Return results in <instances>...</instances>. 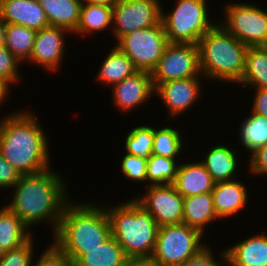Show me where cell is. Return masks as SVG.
I'll use <instances>...</instances> for the list:
<instances>
[{
  "label": "cell",
  "instance_id": "obj_24",
  "mask_svg": "<svg viewBox=\"0 0 267 266\" xmlns=\"http://www.w3.org/2000/svg\"><path fill=\"white\" fill-rule=\"evenodd\" d=\"M50 26L74 33L80 22L81 0H38Z\"/></svg>",
  "mask_w": 267,
  "mask_h": 266
},
{
  "label": "cell",
  "instance_id": "obj_4",
  "mask_svg": "<svg viewBox=\"0 0 267 266\" xmlns=\"http://www.w3.org/2000/svg\"><path fill=\"white\" fill-rule=\"evenodd\" d=\"M111 236L115 238L128 259L149 260L157 239L158 224L133 197L118 205H105Z\"/></svg>",
  "mask_w": 267,
  "mask_h": 266
},
{
  "label": "cell",
  "instance_id": "obj_7",
  "mask_svg": "<svg viewBox=\"0 0 267 266\" xmlns=\"http://www.w3.org/2000/svg\"><path fill=\"white\" fill-rule=\"evenodd\" d=\"M204 236L185 223L161 226L149 261L154 266H179L207 246Z\"/></svg>",
  "mask_w": 267,
  "mask_h": 266
},
{
  "label": "cell",
  "instance_id": "obj_2",
  "mask_svg": "<svg viewBox=\"0 0 267 266\" xmlns=\"http://www.w3.org/2000/svg\"><path fill=\"white\" fill-rule=\"evenodd\" d=\"M26 108L0 118V152L21 174H35L51 168L49 137L36 113Z\"/></svg>",
  "mask_w": 267,
  "mask_h": 266
},
{
  "label": "cell",
  "instance_id": "obj_1",
  "mask_svg": "<svg viewBox=\"0 0 267 266\" xmlns=\"http://www.w3.org/2000/svg\"><path fill=\"white\" fill-rule=\"evenodd\" d=\"M70 183L65 176L52 169L35 174L21 175L12 188V201L6 205L31 230L32 227L47 223L56 233L66 204L70 201ZM15 190V191H13Z\"/></svg>",
  "mask_w": 267,
  "mask_h": 266
},
{
  "label": "cell",
  "instance_id": "obj_23",
  "mask_svg": "<svg viewBox=\"0 0 267 266\" xmlns=\"http://www.w3.org/2000/svg\"><path fill=\"white\" fill-rule=\"evenodd\" d=\"M33 235L32 230L6 204L0 208V254L24 245Z\"/></svg>",
  "mask_w": 267,
  "mask_h": 266
},
{
  "label": "cell",
  "instance_id": "obj_35",
  "mask_svg": "<svg viewBox=\"0 0 267 266\" xmlns=\"http://www.w3.org/2000/svg\"><path fill=\"white\" fill-rule=\"evenodd\" d=\"M20 64L22 65V62L5 46L0 47V78L10 87L22 79L18 69Z\"/></svg>",
  "mask_w": 267,
  "mask_h": 266
},
{
  "label": "cell",
  "instance_id": "obj_41",
  "mask_svg": "<svg viewBox=\"0 0 267 266\" xmlns=\"http://www.w3.org/2000/svg\"><path fill=\"white\" fill-rule=\"evenodd\" d=\"M11 87L7 84H0V107L4 103V101H8L9 99V94H10V89ZM6 98V99H5Z\"/></svg>",
  "mask_w": 267,
  "mask_h": 266
},
{
  "label": "cell",
  "instance_id": "obj_19",
  "mask_svg": "<svg viewBox=\"0 0 267 266\" xmlns=\"http://www.w3.org/2000/svg\"><path fill=\"white\" fill-rule=\"evenodd\" d=\"M237 153V150L227 143H217L213 147L208 148L201 162L216 183L234 180L236 177H239L237 174L241 164Z\"/></svg>",
  "mask_w": 267,
  "mask_h": 266
},
{
  "label": "cell",
  "instance_id": "obj_26",
  "mask_svg": "<svg viewBox=\"0 0 267 266\" xmlns=\"http://www.w3.org/2000/svg\"><path fill=\"white\" fill-rule=\"evenodd\" d=\"M237 85L267 89V49L264 46L248 48L243 76Z\"/></svg>",
  "mask_w": 267,
  "mask_h": 266
},
{
  "label": "cell",
  "instance_id": "obj_10",
  "mask_svg": "<svg viewBox=\"0 0 267 266\" xmlns=\"http://www.w3.org/2000/svg\"><path fill=\"white\" fill-rule=\"evenodd\" d=\"M162 0H117L112 6V35L118 42L124 35L161 24Z\"/></svg>",
  "mask_w": 267,
  "mask_h": 266
},
{
  "label": "cell",
  "instance_id": "obj_3",
  "mask_svg": "<svg viewBox=\"0 0 267 266\" xmlns=\"http://www.w3.org/2000/svg\"><path fill=\"white\" fill-rule=\"evenodd\" d=\"M70 200L64 207L52 243L62 254L76 263L91 249L111 237V225L104 204Z\"/></svg>",
  "mask_w": 267,
  "mask_h": 266
},
{
  "label": "cell",
  "instance_id": "obj_44",
  "mask_svg": "<svg viewBox=\"0 0 267 266\" xmlns=\"http://www.w3.org/2000/svg\"><path fill=\"white\" fill-rule=\"evenodd\" d=\"M6 23L0 17V47L5 46Z\"/></svg>",
  "mask_w": 267,
  "mask_h": 266
},
{
  "label": "cell",
  "instance_id": "obj_34",
  "mask_svg": "<svg viewBox=\"0 0 267 266\" xmlns=\"http://www.w3.org/2000/svg\"><path fill=\"white\" fill-rule=\"evenodd\" d=\"M34 237L22 246L0 254V266H30L31 261L35 260Z\"/></svg>",
  "mask_w": 267,
  "mask_h": 266
},
{
  "label": "cell",
  "instance_id": "obj_6",
  "mask_svg": "<svg viewBox=\"0 0 267 266\" xmlns=\"http://www.w3.org/2000/svg\"><path fill=\"white\" fill-rule=\"evenodd\" d=\"M174 3L170 11L162 7L161 22L168 42L198 44L199 39L218 22L210 17L207 0H176Z\"/></svg>",
  "mask_w": 267,
  "mask_h": 266
},
{
  "label": "cell",
  "instance_id": "obj_21",
  "mask_svg": "<svg viewBox=\"0 0 267 266\" xmlns=\"http://www.w3.org/2000/svg\"><path fill=\"white\" fill-rule=\"evenodd\" d=\"M217 220L211 192L184 198L182 223L205 235L206 227Z\"/></svg>",
  "mask_w": 267,
  "mask_h": 266
},
{
  "label": "cell",
  "instance_id": "obj_40",
  "mask_svg": "<svg viewBox=\"0 0 267 266\" xmlns=\"http://www.w3.org/2000/svg\"><path fill=\"white\" fill-rule=\"evenodd\" d=\"M255 90L252 99L251 112L265 116L267 118V89L250 88Z\"/></svg>",
  "mask_w": 267,
  "mask_h": 266
},
{
  "label": "cell",
  "instance_id": "obj_15",
  "mask_svg": "<svg viewBox=\"0 0 267 266\" xmlns=\"http://www.w3.org/2000/svg\"><path fill=\"white\" fill-rule=\"evenodd\" d=\"M111 87L113 105L127 114L139 105H146L155 94L152 75L147 71H138Z\"/></svg>",
  "mask_w": 267,
  "mask_h": 266
},
{
  "label": "cell",
  "instance_id": "obj_29",
  "mask_svg": "<svg viewBox=\"0 0 267 266\" xmlns=\"http://www.w3.org/2000/svg\"><path fill=\"white\" fill-rule=\"evenodd\" d=\"M37 31L17 24H6L5 47L23 64L32 53Z\"/></svg>",
  "mask_w": 267,
  "mask_h": 266
},
{
  "label": "cell",
  "instance_id": "obj_9",
  "mask_svg": "<svg viewBox=\"0 0 267 266\" xmlns=\"http://www.w3.org/2000/svg\"><path fill=\"white\" fill-rule=\"evenodd\" d=\"M168 43L161 23L130 32L115 44L132 60L139 71L151 73L156 68Z\"/></svg>",
  "mask_w": 267,
  "mask_h": 266
},
{
  "label": "cell",
  "instance_id": "obj_5",
  "mask_svg": "<svg viewBox=\"0 0 267 266\" xmlns=\"http://www.w3.org/2000/svg\"><path fill=\"white\" fill-rule=\"evenodd\" d=\"M248 48L217 22L198 41L201 74L210 82L237 84Z\"/></svg>",
  "mask_w": 267,
  "mask_h": 266
},
{
  "label": "cell",
  "instance_id": "obj_38",
  "mask_svg": "<svg viewBox=\"0 0 267 266\" xmlns=\"http://www.w3.org/2000/svg\"><path fill=\"white\" fill-rule=\"evenodd\" d=\"M250 155V156H249ZM247 155L249 158L247 159L248 171L247 174L254 175V177L259 176H267V144L257 148L254 152Z\"/></svg>",
  "mask_w": 267,
  "mask_h": 266
},
{
  "label": "cell",
  "instance_id": "obj_17",
  "mask_svg": "<svg viewBox=\"0 0 267 266\" xmlns=\"http://www.w3.org/2000/svg\"><path fill=\"white\" fill-rule=\"evenodd\" d=\"M248 193L245 182L239 179L217 182L211 194L218 218L222 221L245 210L250 197Z\"/></svg>",
  "mask_w": 267,
  "mask_h": 266
},
{
  "label": "cell",
  "instance_id": "obj_13",
  "mask_svg": "<svg viewBox=\"0 0 267 266\" xmlns=\"http://www.w3.org/2000/svg\"><path fill=\"white\" fill-rule=\"evenodd\" d=\"M202 78V79H201ZM205 77H190L180 80H172L159 84L155 88V97L162 100L163 107L167 108L168 117L172 122L189 111L195 102H199L202 95V80ZM201 79V80H200Z\"/></svg>",
  "mask_w": 267,
  "mask_h": 266
},
{
  "label": "cell",
  "instance_id": "obj_39",
  "mask_svg": "<svg viewBox=\"0 0 267 266\" xmlns=\"http://www.w3.org/2000/svg\"><path fill=\"white\" fill-rule=\"evenodd\" d=\"M21 174L8 162L0 152V189H12L19 181Z\"/></svg>",
  "mask_w": 267,
  "mask_h": 266
},
{
  "label": "cell",
  "instance_id": "obj_36",
  "mask_svg": "<svg viewBox=\"0 0 267 266\" xmlns=\"http://www.w3.org/2000/svg\"><path fill=\"white\" fill-rule=\"evenodd\" d=\"M220 254H218L219 255V261H218L217 259L218 257H215L214 253L212 252L211 245L209 246L208 244L199 253H197L190 259L186 260L179 266H229V260L225 249L224 250L222 249L220 251Z\"/></svg>",
  "mask_w": 267,
  "mask_h": 266
},
{
  "label": "cell",
  "instance_id": "obj_11",
  "mask_svg": "<svg viewBox=\"0 0 267 266\" xmlns=\"http://www.w3.org/2000/svg\"><path fill=\"white\" fill-rule=\"evenodd\" d=\"M151 75L155 88L172 80L204 77L200 72L198 44L169 42Z\"/></svg>",
  "mask_w": 267,
  "mask_h": 266
},
{
  "label": "cell",
  "instance_id": "obj_28",
  "mask_svg": "<svg viewBox=\"0 0 267 266\" xmlns=\"http://www.w3.org/2000/svg\"><path fill=\"white\" fill-rule=\"evenodd\" d=\"M129 259L114 237L101 246L91 249L75 264L76 266H123Z\"/></svg>",
  "mask_w": 267,
  "mask_h": 266
},
{
  "label": "cell",
  "instance_id": "obj_45",
  "mask_svg": "<svg viewBox=\"0 0 267 266\" xmlns=\"http://www.w3.org/2000/svg\"><path fill=\"white\" fill-rule=\"evenodd\" d=\"M0 84H6V83L0 78Z\"/></svg>",
  "mask_w": 267,
  "mask_h": 266
},
{
  "label": "cell",
  "instance_id": "obj_30",
  "mask_svg": "<svg viewBox=\"0 0 267 266\" xmlns=\"http://www.w3.org/2000/svg\"><path fill=\"white\" fill-rule=\"evenodd\" d=\"M182 136L184 135L180 129L168 126V124L157 129L154 127L152 155L181 159L178 156L181 155V152L184 151L182 150L183 147L186 146Z\"/></svg>",
  "mask_w": 267,
  "mask_h": 266
},
{
  "label": "cell",
  "instance_id": "obj_33",
  "mask_svg": "<svg viewBox=\"0 0 267 266\" xmlns=\"http://www.w3.org/2000/svg\"><path fill=\"white\" fill-rule=\"evenodd\" d=\"M120 169L125 176V179H128L132 182L145 183L147 187V160L139 156L124 154V157L121 159Z\"/></svg>",
  "mask_w": 267,
  "mask_h": 266
},
{
  "label": "cell",
  "instance_id": "obj_31",
  "mask_svg": "<svg viewBox=\"0 0 267 266\" xmlns=\"http://www.w3.org/2000/svg\"><path fill=\"white\" fill-rule=\"evenodd\" d=\"M124 138L125 153L139 156L146 160L151 157L154 140V127L151 126V124L136 125V127H133Z\"/></svg>",
  "mask_w": 267,
  "mask_h": 266
},
{
  "label": "cell",
  "instance_id": "obj_22",
  "mask_svg": "<svg viewBox=\"0 0 267 266\" xmlns=\"http://www.w3.org/2000/svg\"><path fill=\"white\" fill-rule=\"evenodd\" d=\"M103 60L95 80L97 79L96 82H102L104 86L110 88L139 71L132 60L116 44L107 52Z\"/></svg>",
  "mask_w": 267,
  "mask_h": 266
},
{
  "label": "cell",
  "instance_id": "obj_18",
  "mask_svg": "<svg viewBox=\"0 0 267 266\" xmlns=\"http://www.w3.org/2000/svg\"><path fill=\"white\" fill-rule=\"evenodd\" d=\"M216 182L206 170L199 159L192 163H179L175 181L173 183L177 192L184 198L211 192Z\"/></svg>",
  "mask_w": 267,
  "mask_h": 266
},
{
  "label": "cell",
  "instance_id": "obj_37",
  "mask_svg": "<svg viewBox=\"0 0 267 266\" xmlns=\"http://www.w3.org/2000/svg\"><path fill=\"white\" fill-rule=\"evenodd\" d=\"M30 266H76V264L52 244L42 251L35 262L32 260Z\"/></svg>",
  "mask_w": 267,
  "mask_h": 266
},
{
  "label": "cell",
  "instance_id": "obj_12",
  "mask_svg": "<svg viewBox=\"0 0 267 266\" xmlns=\"http://www.w3.org/2000/svg\"><path fill=\"white\" fill-rule=\"evenodd\" d=\"M145 193L133 196L157 222L158 226L180 224L183 219L184 197L173 184L149 185Z\"/></svg>",
  "mask_w": 267,
  "mask_h": 266
},
{
  "label": "cell",
  "instance_id": "obj_25",
  "mask_svg": "<svg viewBox=\"0 0 267 266\" xmlns=\"http://www.w3.org/2000/svg\"><path fill=\"white\" fill-rule=\"evenodd\" d=\"M106 29L112 33V6L82 3L80 22L72 35L88 37Z\"/></svg>",
  "mask_w": 267,
  "mask_h": 266
},
{
  "label": "cell",
  "instance_id": "obj_14",
  "mask_svg": "<svg viewBox=\"0 0 267 266\" xmlns=\"http://www.w3.org/2000/svg\"><path fill=\"white\" fill-rule=\"evenodd\" d=\"M69 34L72 33L65 28L55 26H48L37 31L32 53L25 63L36 64L35 67L42 66L46 72H59L67 50L66 35Z\"/></svg>",
  "mask_w": 267,
  "mask_h": 266
},
{
  "label": "cell",
  "instance_id": "obj_32",
  "mask_svg": "<svg viewBox=\"0 0 267 266\" xmlns=\"http://www.w3.org/2000/svg\"><path fill=\"white\" fill-rule=\"evenodd\" d=\"M178 159L151 155L147 160V186L173 184L180 162Z\"/></svg>",
  "mask_w": 267,
  "mask_h": 266
},
{
  "label": "cell",
  "instance_id": "obj_42",
  "mask_svg": "<svg viewBox=\"0 0 267 266\" xmlns=\"http://www.w3.org/2000/svg\"><path fill=\"white\" fill-rule=\"evenodd\" d=\"M82 3H88L92 5L113 6L117 0H81Z\"/></svg>",
  "mask_w": 267,
  "mask_h": 266
},
{
  "label": "cell",
  "instance_id": "obj_27",
  "mask_svg": "<svg viewBox=\"0 0 267 266\" xmlns=\"http://www.w3.org/2000/svg\"><path fill=\"white\" fill-rule=\"evenodd\" d=\"M238 144L250 154L257 148L267 144V118L257 113L250 112L239 125ZM248 152H247V151Z\"/></svg>",
  "mask_w": 267,
  "mask_h": 266
},
{
  "label": "cell",
  "instance_id": "obj_43",
  "mask_svg": "<svg viewBox=\"0 0 267 266\" xmlns=\"http://www.w3.org/2000/svg\"><path fill=\"white\" fill-rule=\"evenodd\" d=\"M123 266H154L149 260L129 259Z\"/></svg>",
  "mask_w": 267,
  "mask_h": 266
},
{
  "label": "cell",
  "instance_id": "obj_8",
  "mask_svg": "<svg viewBox=\"0 0 267 266\" xmlns=\"http://www.w3.org/2000/svg\"><path fill=\"white\" fill-rule=\"evenodd\" d=\"M257 6L242 1L229 2L222 9L224 17H220L218 23L248 47L264 46L267 42V11L261 5Z\"/></svg>",
  "mask_w": 267,
  "mask_h": 266
},
{
  "label": "cell",
  "instance_id": "obj_20",
  "mask_svg": "<svg viewBox=\"0 0 267 266\" xmlns=\"http://www.w3.org/2000/svg\"><path fill=\"white\" fill-rule=\"evenodd\" d=\"M229 266H267V233H254L225 248Z\"/></svg>",
  "mask_w": 267,
  "mask_h": 266
},
{
  "label": "cell",
  "instance_id": "obj_16",
  "mask_svg": "<svg viewBox=\"0 0 267 266\" xmlns=\"http://www.w3.org/2000/svg\"><path fill=\"white\" fill-rule=\"evenodd\" d=\"M0 17L6 24H17L35 31L49 25L38 0H0Z\"/></svg>",
  "mask_w": 267,
  "mask_h": 266
}]
</instances>
